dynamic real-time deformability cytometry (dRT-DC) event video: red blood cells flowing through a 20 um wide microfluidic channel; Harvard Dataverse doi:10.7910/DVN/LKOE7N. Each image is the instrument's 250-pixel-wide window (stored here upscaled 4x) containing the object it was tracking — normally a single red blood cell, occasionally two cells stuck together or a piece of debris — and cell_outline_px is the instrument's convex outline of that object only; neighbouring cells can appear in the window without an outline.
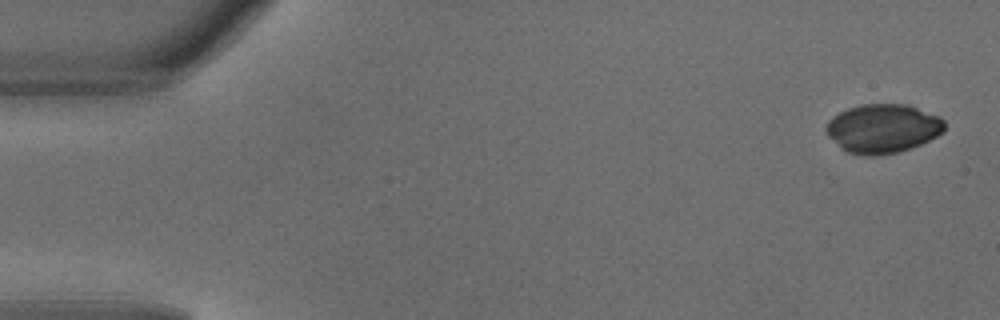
{"species": "common noctule bat (a hibernating species)", "species_latin": "Nyctalus noctula", "temperature_condition": "warm", "stored_images_in_passage": 3, "camera_frame_rate_fps": 3000, "um_per_image_px": 0.085, "animal": {"sex": "male", "body_mass_g": 18.8}, "frame": {"image": 1, "passage_image": 1, "time_ms": 0.0, "image_size_px": [1000, 320], "cell_outline_px": [[944, 132], [920, 144], [896, 152], [872, 156], [848, 152], [840, 148], [824, 132], [824, 128], [828, 120], [832, 116], [848, 108], [860, 104], [908, 104], [940, 116], [944, 120]], "centroid_in_image_um": [75.01, 10.9], "position_along_channel_um": 10.0, "area_um2": 33.81}}